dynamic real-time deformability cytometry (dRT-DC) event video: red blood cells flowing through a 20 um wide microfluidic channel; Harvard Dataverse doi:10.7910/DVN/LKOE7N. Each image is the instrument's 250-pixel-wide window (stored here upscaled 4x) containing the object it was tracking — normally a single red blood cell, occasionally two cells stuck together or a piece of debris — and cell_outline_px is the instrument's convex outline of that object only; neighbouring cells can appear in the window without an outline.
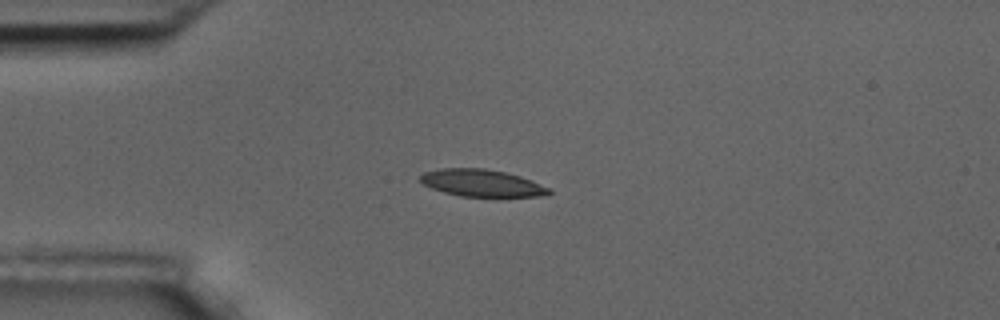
{"species": "common noctule bat (a hibernating species)", "species_latin": "Nyctalus noctula", "temperature_condition": "room temperature", "stored_images_in_passage": 9, "camera_frame_rate_fps": 3000, "um_per_image_px": 0.085, "animal": {"sex": "male", "body_mass_g": 17.5, "forearm_length_mm": 52.3}, "frame": {"image": 1, "passage_image": 4, "time_ms": 3.333, "image_size_px": [1000, 320], "cell_outline_px": [[552, 192], [548, 196], [460, 196], [444, 192], [432, 188], [424, 184], [420, 180], [420, 176], [424, 172], [440, 168], [484, 168], [504, 172], [520, 176], [532, 180], [552, 188]], "centroid_in_image_um": [41.0, 15.55], "position_along_channel_um": 44.0, "area_um2": 20.35}}
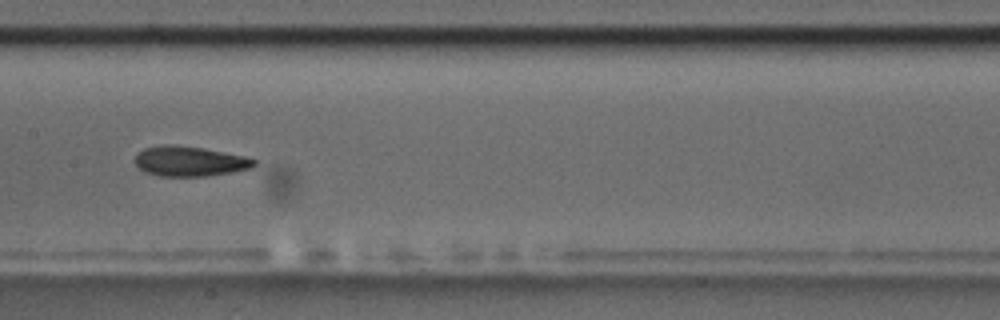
{"frame": {"image": 2, "passage_image": 8, "time_ms": 8.0, "image_size_px": [1000, 320], "cell_outline_px": [[256, 164], [252, 168], [232, 172], [204, 176], [160, 176], [144, 172], [136, 164], [136, 156], [144, 148], [164, 144], [172, 144], [204, 148], [244, 156], [256, 160]], "centroid_in_image_um": [16.13, 13.7], "position_along_channel_um": 191.3, "area_um2": 20.75}}
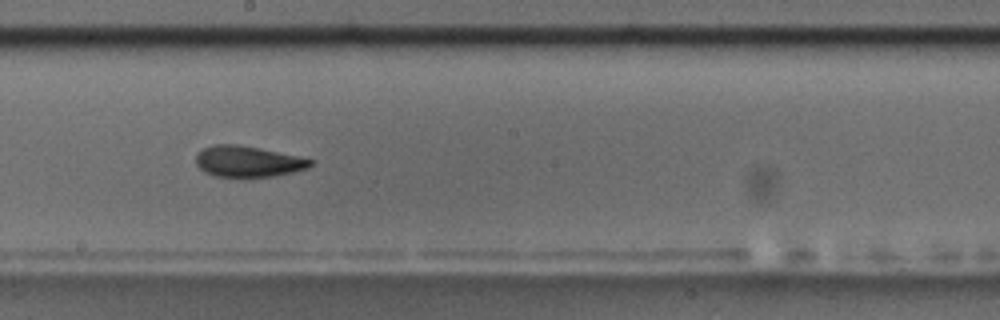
{"frame": {"image": 3, "passage_image": 9, "time_ms": 9.0, "image_size_px": [1000, 320], "cell_outline_px": [[312, 164], [308, 168], [292, 172], [272, 176], [216, 176], [204, 172], [196, 164], [196, 156], [204, 148], [212, 144], [236, 144], [260, 148], [296, 156], [312, 160]], "centroid_in_image_um": [21.04, 13.71], "position_along_channel_um": 227.2, "area_um2": 20.29}}